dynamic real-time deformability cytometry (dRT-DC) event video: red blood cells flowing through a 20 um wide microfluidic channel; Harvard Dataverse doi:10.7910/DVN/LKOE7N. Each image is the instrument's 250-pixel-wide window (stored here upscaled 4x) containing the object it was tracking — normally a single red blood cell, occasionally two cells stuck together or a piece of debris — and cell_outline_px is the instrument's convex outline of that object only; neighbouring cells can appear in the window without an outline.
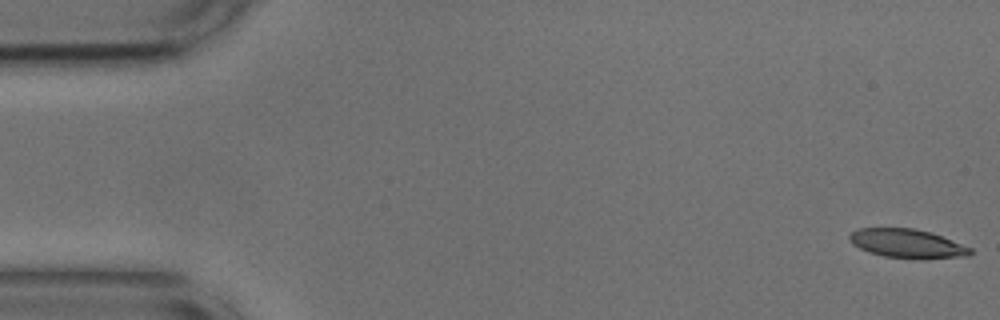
{"species": "common noctule bat (a hibernating species)", "species_latin": "Nyctalus noctula", "temperature_condition": "cold", "stored_images_in_passage": 54, "camera_frame_rate_fps": 3000, "um_per_image_px": 0.085, "animal": {"sex": "male", "body_mass_g": 17.9, "forearm_length_mm": 54.2}, "frame": {"image": 1, "passage_image": 1, "time_ms": 0.0, "image_size_px": [1000, 320], "cell_outline_px": [[972, 252], [968, 256], [884, 256], [868, 252], [852, 244], [848, 236], [856, 228], [916, 228], [932, 232], [972, 248]], "centroid_in_image_um": [77.04, 20.64], "position_along_channel_um": 8.0, "area_um2": 19.48}}
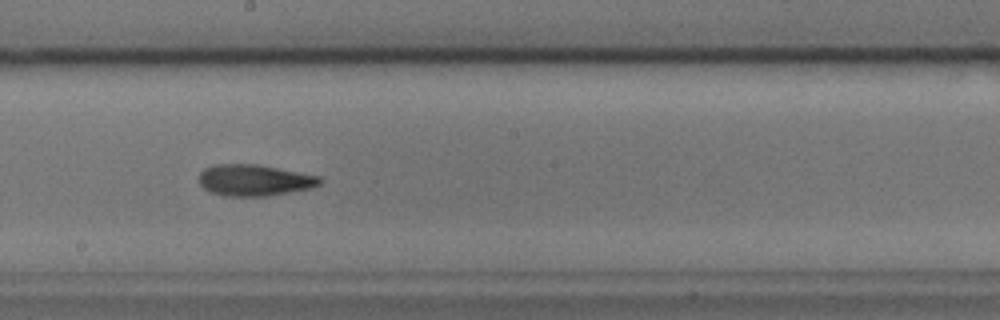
{"frame": {"image": 2, "passage_image": 29, "time_ms": 9.333, "image_size_px": [1000, 320], "cell_outline_px": [[324, 180], [320, 184], [312, 188], [268, 196], [228, 196], [212, 192], [204, 188], [200, 184], [200, 172], [204, 168], [212, 164], [256, 164], [320, 176]], "centroid_in_image_um": [21.64, 15.31], "position_along_channel_um": 226.6, "area_um2": 22.08}}
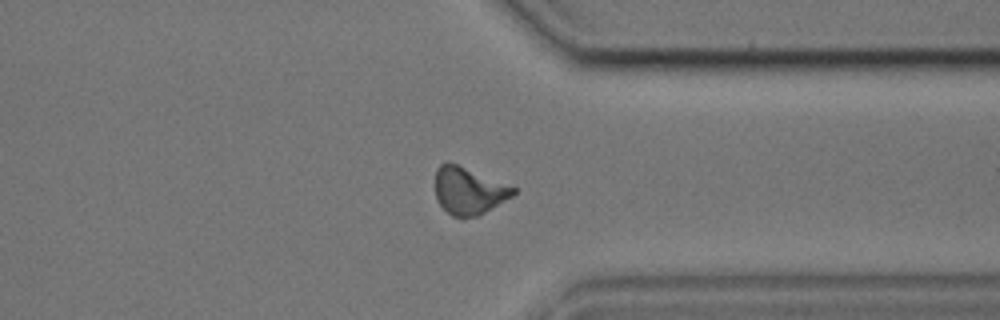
{"frame": {"image": 3, "passage_image": 41, "time_ms": 13.333, "image_size_px": [1000, 320], "cell_outline_px": [[516, 192], [512, 196], [484, 212], [476, 216], [452, 216], [436, 200], [436, 168], [440, 164], [448, 160], [516, 188]], "centroid_in_image_um": [39.81, 16.18], "position_along_channel_um": 371.6, "area_um2": 21.1}, "authors_computed_cell_mechanics": {"area_um2": 21.4438, "velocity_mm_per_s": 3.6992, "shape_relaxation_time_tau1_ms": 6.8331, "shape_relaxation_time_tau2_ms": 3.9651, "deformation_change_tau1": 0.1663, "deformation_change_tau2": 0.1273}}